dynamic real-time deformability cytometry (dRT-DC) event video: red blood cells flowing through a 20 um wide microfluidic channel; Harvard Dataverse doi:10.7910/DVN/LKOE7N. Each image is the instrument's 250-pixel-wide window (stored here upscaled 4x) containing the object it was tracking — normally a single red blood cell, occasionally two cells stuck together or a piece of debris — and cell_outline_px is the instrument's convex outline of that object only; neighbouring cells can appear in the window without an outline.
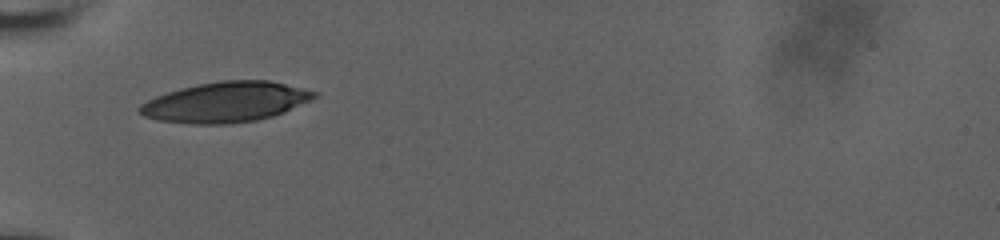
{"species": "human", "species_latin": "Homo sapiens", "temperature_condition": "room temperature", "stored_images_in_passage": 55, "camera_frame_rate_fps": 3000, "um_per_image_px": 0.085, "donor": {"sex": "male"}, "frame": {"image": 1, "passage_image": 1, "time_ms": 0.0, "image_size_px": [1000, 240], "cell_outline_px": [[320, 96], [312, 100], [284, 112], [272, 116], [256, 120], [232, 124], [192, 124], [156, 120], [144, 116], [136, 112], [136, 108], [140, 104], [156, 96], [180, 88], [220, 80], [268, 80], [304, 88], [320, 92]], "centroid_in_image_um": [19.2, 8.68], "position_along_channel_um": 65.8, "area_um2": 41.33}}
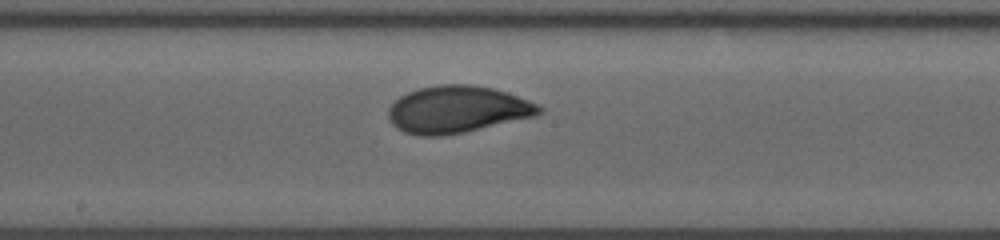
{"frame": {"image": 2, "passage_image": 21, "time_ms": 4.0, "image_size_px": [1000, 240], "cell_outline_px": [[544, 108], [536, 116], [464, 132], [440, 136], [420, 136], [404, 132], [396, 128], [392, 124], [388, 116], [388, 108], [400, 96], [408, 92], [420, 88], [440, 84], [472, 84], [492, 88], [528, 100]], "centroid_in_image_um": [38.84, 9.31], "position_along_channel_um": 209.4, "area_um2": 41.15}}
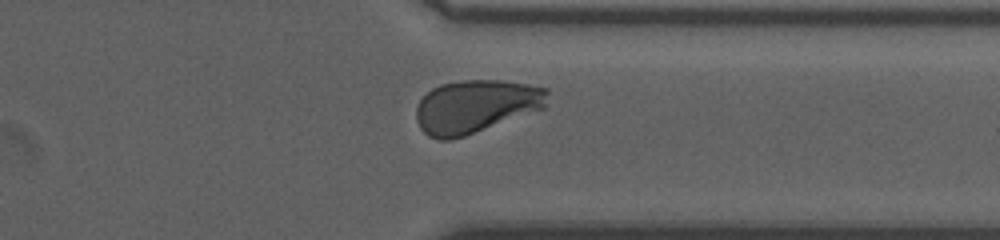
{"frame": {"image": 3, "passage_image": 48, "time_ms": 8.333, "image_size_px": [1000, 240], "cell_outline_px": [[548, 92], [544, 108], [464, 136], [452, 140], [440, 140], [428, 136], [420, 128], [416, 120], [416, 108], [420, 100], [432, 88], [440, 84], [460, 80], [500, 80], [528, 84], [548, 88]], "centroid_in_image_um": [40.41, 9.03], "position_along_channel_um": 371.0, "area_um2": 40.58}, "authors_computed_cell_mechanics": {"area_um2": 40.2866, "velocity_mm_per_s": 3.7327, "shape_relaxation_time_tau1_ms": 3.0222, "shape_relaxation_time_tau2_ms": null, "deformation_change_tau1": 0.1373, "deformation_change_tau2": null}}